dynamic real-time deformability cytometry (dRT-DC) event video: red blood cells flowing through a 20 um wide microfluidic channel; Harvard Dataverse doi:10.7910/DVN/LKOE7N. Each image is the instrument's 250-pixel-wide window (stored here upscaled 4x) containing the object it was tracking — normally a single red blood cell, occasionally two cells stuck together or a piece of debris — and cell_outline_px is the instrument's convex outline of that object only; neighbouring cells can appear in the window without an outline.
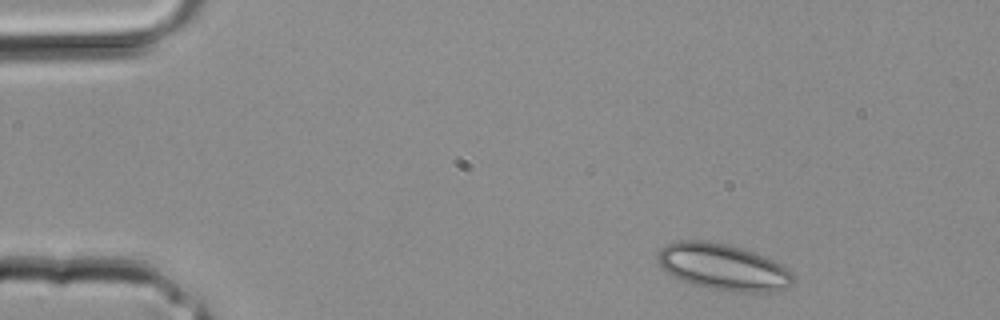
{"species": "common noctule bat (a hibernating species)", "species_latin": "Nyctalus noctula", "temperature_condition": "room temperature", "stored_images_in_passage": 3, "camera_frame_rate_fps": 3000, "um_per_image_px": 0.085, "animal": {"sex": "male", "body_mass_g": 20.4}, "frame": {"image": 1, "passage_image": 3, "time_ms": 0.667, "image_size_px": [1000, 320], "cell_outline_px": [[792, 284], [784, 288], [772, 292], [736, 292], [708, 288], [692, 284], [680, 280], [672, 276], [660, 264], [660, 248], [676, 240], [708, 240], [728, 244], [764, 256], [780, 264], [792, 276]], "centroid_in_image_um": [61.44, 22.69], "position_along_channel_um": 23.6, "area_um2": 36.13}}